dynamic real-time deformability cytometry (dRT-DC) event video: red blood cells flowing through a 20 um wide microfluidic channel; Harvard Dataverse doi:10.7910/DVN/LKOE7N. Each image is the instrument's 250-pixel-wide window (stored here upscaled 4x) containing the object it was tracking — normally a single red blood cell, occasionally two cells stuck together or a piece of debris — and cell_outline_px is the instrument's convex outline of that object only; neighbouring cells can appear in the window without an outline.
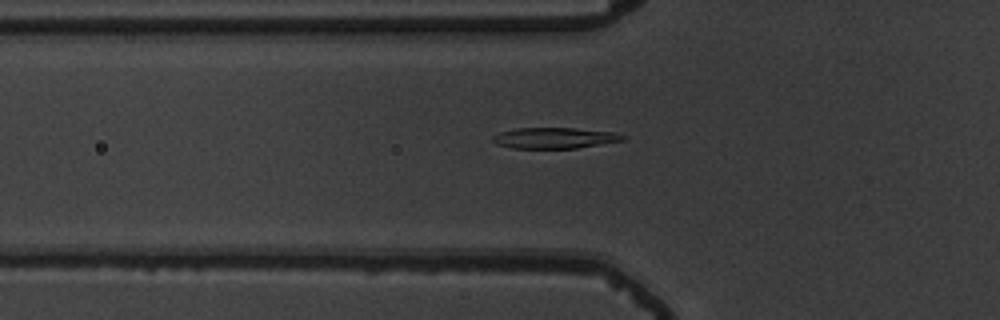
{"species": "common noctule bat (a hibernating species)", "species_latin": "Nyctalus noctula", "temperature_condition": "warm", "stored_images_in_passage": 46, "camera_frame_rate_fps": 3000, "um_per_image_px": 0.085, "animal": {"sex": "male", "body_mass_g": 19.5, "forearm_length_mm": 54.6}, "frame": {"image": 1, "passage_image": 11, "time_ms": 3.333, "image_size_px": [1000, 320], "cell_outline_px": [[628, 136], [624, 140], [576, 148], [512, 148], [496, 144], [492, 140], [492, 136], [500, 132], [516, 128], [576, 128], [616, 132]], "centroid_in_image_um": [47.16, 11.72], "position_along_channel_um": 78.6, "area_um2": 15.9}}
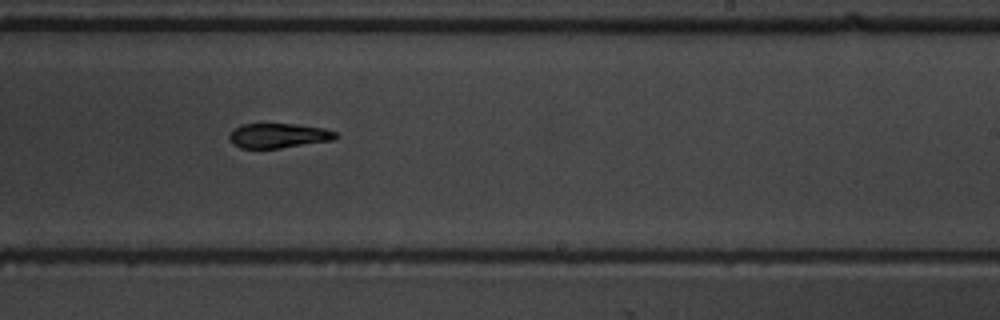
{"frame": {"image": 2, "passage_image": 26, "time_ms": 8.333, "image_size_px": [1000, 320], "cell_outline_px": [[336, 136], [332, 140], [280, 148], [240, 148], [232, 144], [228, 140], [228, 136], [236, 128], [244, 124], [296, 124], [324, 128], [336, 132]], "centroid_in_image_um": [23.63, 11.53], "position_along_channel_um": 265.4, "area_um2": 15.14}}
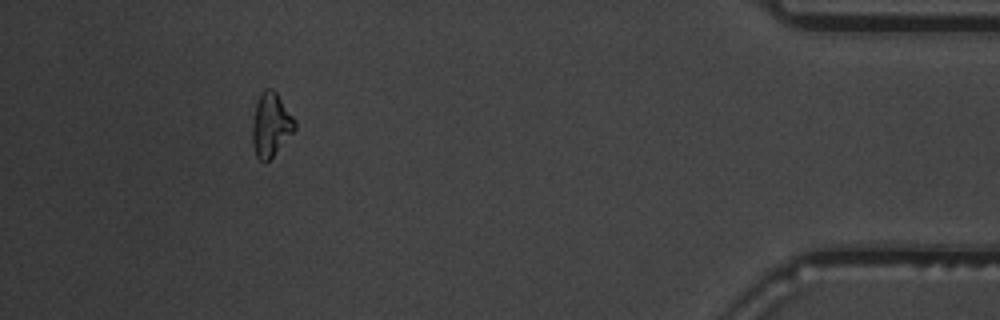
{"frame": {"image": 3, "passage_image": 42, "time_ms": 13.667, "image_size_px": [1000, 320], "cell_outline_px": [[296, 128], [272, 156], [264, 164], [256, 156], [252, 144], [252, 124], [256, 104], [260, 92], [264, 88], [272, 88], [276, 92], [296, 120]], "centroid_in_image_um": [23.01, 10.58], "position_along_channel_um": 412.2, "area_um2": 15.72}, "authors_computed_cell_mechanics": {"area_um2": 15.7794, "velocity_mm_per_s": 3.7357, "shape_relaxation_time_tau1_ms": 5.0482, "shape_relaxation_time_tau2_ms": 1.2904, "deformation_change_tau1": 0.1841, "deformation_change_tau2": 0.0798}}